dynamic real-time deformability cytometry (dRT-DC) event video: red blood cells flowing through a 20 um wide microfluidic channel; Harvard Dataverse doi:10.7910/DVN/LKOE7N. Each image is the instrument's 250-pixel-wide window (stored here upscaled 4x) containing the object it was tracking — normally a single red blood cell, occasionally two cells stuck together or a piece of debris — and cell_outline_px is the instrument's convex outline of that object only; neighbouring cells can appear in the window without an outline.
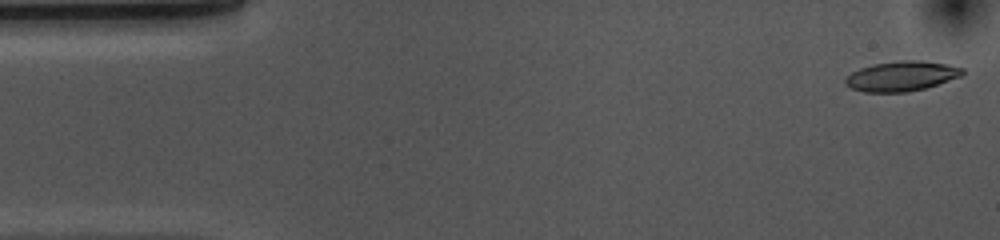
{"species": "common noctule bat (a hibernating species)", "species_latin": "Nyctalus noctula", "temperature_condition": "cold", "stored_images_in_passage": 53, "camera_frame_rate_fps": 3000, "um_per_image_px": 0.085, "animal": {"sex": "female", "body_mass_g": 10.0, "forearm_length_mm": 53.1}, "frame": {"image": 1, "passage_image": 1, "time_ms": 0.0, "image_size_px": [1000, 240], "cell_outline_px": [[964, 72], [960, 76], [924, 88], [908, 92], [864, 92], [852, 88], [844, 84], [844, 80], [852, 72], [860, 68], [872, 64], [900, 60], [920, 60], [948, 64], [964, 68]], "centroid_in_image_um": [76.61, 6.46], "position_along_channel_um": 8.4, "area_um2": 20.35}}
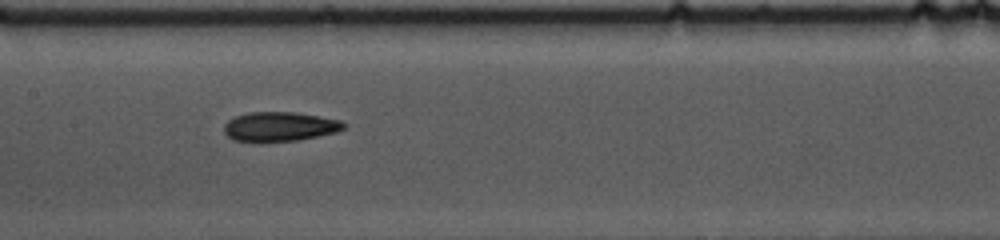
{"frame": {"image": 2, "passage_image": 24, "time_ms": 7.667, "image_size_px": [1000, 240], "cell_outline_px": [[348, 124], [344, 128], [336, 132], [300, 140], [256, 144], [252, 144], [232, 140], [224, 132], [224, 124], [228, 120], [236, 116], [248, 112], [296, 112], [320, 116], [340, 120]], "centroid_in_image_um": [23.73, 10.79], "position_along_channel_um": 183.7, "area_um2": 21.27}}
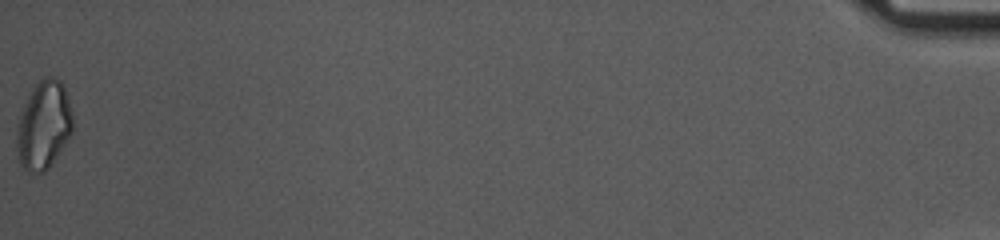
{"frame": {"image": 3, "passage_image": 53, "time_ms": 17.333, "image_size_px": [1000, 240], "cell_outline_px": [[72, 132], [48, 168], [44, 172], [28, 172], [20, 164], [16, 148], [16, 128], [24, 104], [32, 88], [44, 76], [56, 76], [60, 80], [64, 88], [72, 112]], "centroid_in_image_um": [3.69, 10.62], "position_along_channel_um": 431.5, "area_um2": 28.61}, "authors_computed_cell_mechanics": {"area_um2": 20.5768, "velocity_mm_per_s": 3.6728, "shape_relaxation_time_tau1_ms": 4.919, "shape_relaxation_time_tau2_ms": 7.046, "deformation_change_tau1": 0.1505, "deformation_change_tau2": 0.1688}}